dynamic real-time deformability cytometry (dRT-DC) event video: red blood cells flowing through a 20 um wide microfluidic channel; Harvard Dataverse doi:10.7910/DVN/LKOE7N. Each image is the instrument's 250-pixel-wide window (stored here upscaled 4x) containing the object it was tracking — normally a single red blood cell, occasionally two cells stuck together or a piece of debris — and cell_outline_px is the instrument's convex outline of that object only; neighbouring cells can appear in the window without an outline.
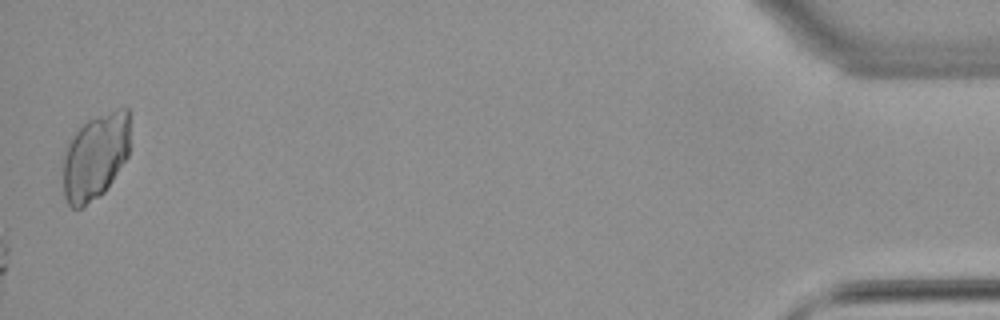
{"species": "common noctule bat (a hibernating species)", "species_latin": "Nyctalus noctula", "temperature_condition": "warm", "stored_images_in_passage": 52, "segment_of_instrument_passage": [3, 3], "camera_frame_rate_fps": 3000, "um_per_image_px": 0.085, "animal": {"sex": "female", "body_mass_g": 22.7, "forearm_length_mm": 54.2}, "frame": {"image": 1, "passage_image": 52, "time_ms": 17.0, "image_size_px": [1000, 320], "cell_outline_px": [[128, 156], [104, 192], [100, 196], [80, 208], [72, 208], [68, 204], [64, 196], [60, 160], [64, 148], [76, 132], [88, 120], [96, 116], [116, 108], [128, 108]], "centroid_in_image_um": [8.03, 13.33], "position_along_channel_um": 427.2, "area_um2": 33.99}}